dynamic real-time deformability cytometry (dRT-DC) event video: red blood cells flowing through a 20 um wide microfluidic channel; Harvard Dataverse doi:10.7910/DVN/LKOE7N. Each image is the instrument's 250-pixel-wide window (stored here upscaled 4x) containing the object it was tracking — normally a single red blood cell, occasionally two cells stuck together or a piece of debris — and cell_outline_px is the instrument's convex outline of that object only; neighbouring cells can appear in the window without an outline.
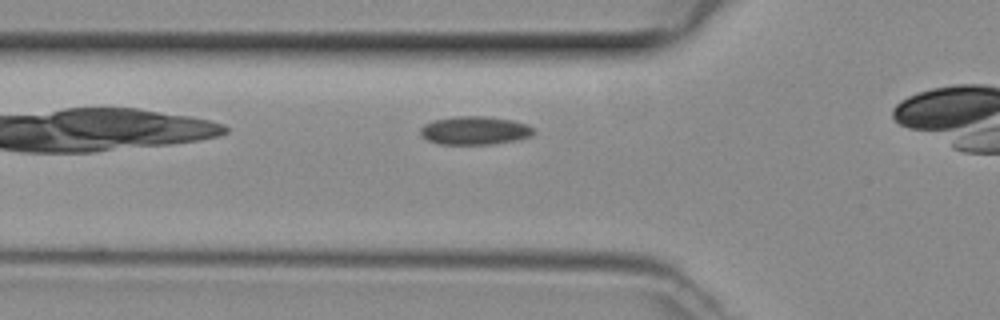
{"species": "common noctule bat (a hibernating species)", "species_latin": "Nyctalus noctula", "temperature_condition": "room temperature", "stored_images_in_passage": 27, "camera_frame_rate_fps": 3000, "um_per_image_px": 0.085, "animal": {"sex": "female", "body_mass_g": 29.2, "forearm_length_mm": 56.3}, "frame": {"image": 1, "passage_image": 6, "time_ms": 1.667, "image_size_px": [1000, 320], "cell_outline_px": [[532, 136], [516, 140], [492, 144], [440, 144], [428, 140], [420, 132], [420, 128], [424, 124], [436, 120], [456, 116], [484, 116], [512, 120], [528, 124], [532, 128]], "centroid_in_image_um": [40.36, 11.09], "position_along_channel_um": 85.4, "area_um2": 18.5}}
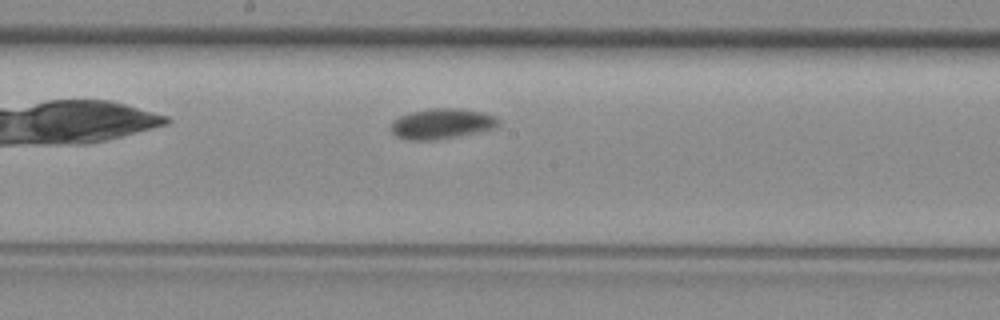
{"frame": {"image": 2, "passage_image": 15, "time_ms": 4.667, "image_size_px": [1000, 320], "cell_outline_px": [[500, 124], [492, 128], [436, 140], [408, 140], [396, 136], [392, 132], [392, 124], [400, 116], [412, 112], [432, 108], [460, 108], [484, 112], [500, 120]], "centroid_in_image_um": [37.54, 10.51], "position_along_channel_um": 210.7, "area_um2": 18.61}}
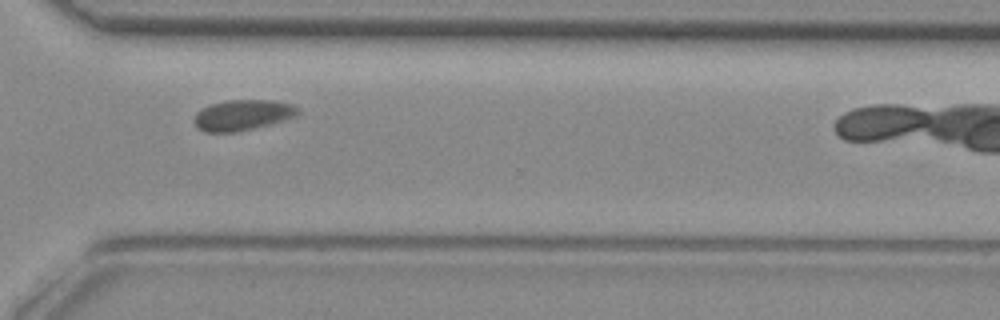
{"frame": {"image": 3, "passage_image": 25, "time_ms": 8.0, "image_size_px": [1000, 320], "cell_outline_px": [[300, 112], [292, 116], [268, 124], [236, 132], [204, 132], [196, 128], [196, 112], [212, 104], [228, 100], [272, 100], [292, 104], [300, 108]], "centroid_in_image_um": [20.61, 9.77], "position_along_channel_um": 350.0, "area_um2": 18.09}}